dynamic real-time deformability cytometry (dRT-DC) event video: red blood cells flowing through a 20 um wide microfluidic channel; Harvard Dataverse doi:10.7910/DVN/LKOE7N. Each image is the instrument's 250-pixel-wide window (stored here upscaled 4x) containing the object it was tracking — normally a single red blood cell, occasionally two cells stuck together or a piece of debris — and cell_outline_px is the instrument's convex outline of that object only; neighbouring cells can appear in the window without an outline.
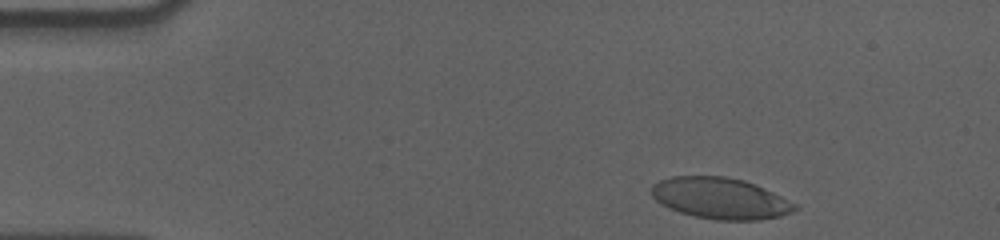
{"species": "human", "species_latin": "Homo sapiens", "temperature_condition": "cold", "stored_images_in_passage": 43, "camera_frame_rate_fps": 3000, "um_per_image_px": 0.085, "donor": {"sex": "male"}, "frame": {"image": 1, "passage_image": 3, "time_ms": 0.667, "image_size_px": [1000, 240], "cell_outline_px": [[800, 208], [792, 212], [780, 216], [760, 220], [716, 220], [696, 216], [680, 212], [668, 208], [660, 204], [652, 196], [652, 184], [660, 180], [672, 176], [724, 176], [744, 180], [756, 184], [796, 204]], "centroid_in_image_um": [61.22, 16.85], "position_along_channel_um": 23.8, "area_um2": 34.45}}
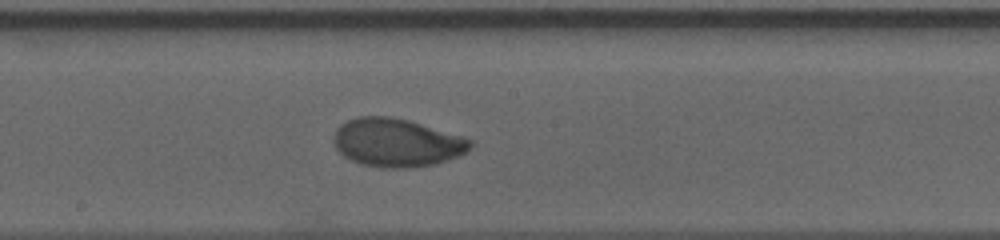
{"frame": {"image": 2, "passage_image": 26, "time_ms": 8.333, "image_size_px": [1000, 240], "cell_outline_px": [[472, 148], [448, 160], [436, 164], [412, 168], [380, 168], [360, 164], [344, 156], [336, 148], [332, 140], [336, 128], [340, 124], [348, 120], [360, 116], [388, 116], [408, 120], [464, 136], [472, 140]], "centroid_in_image_um": [33.71, 12.13], "position_along_channel_um": 214.5, "area_um2": 38.73}}
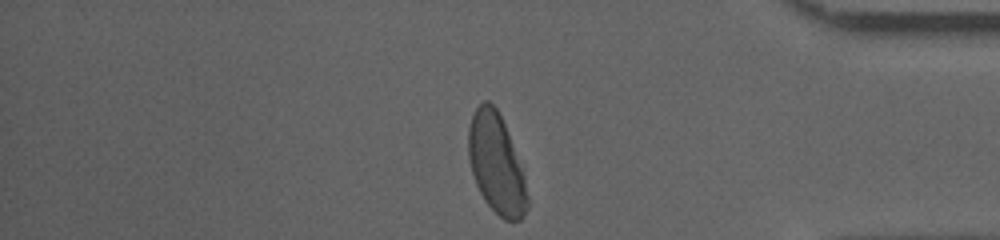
{"frame": {"image": 3, "passage_image": 43, "time_ms": 14.0, "image_size_px": [1000, 240], "cell_outline_px": [[528, 208], [524, 216], [520, 220], [504, 220], [484, 200], [476, 184], [468, 160], [468, 128], [472, 116], [476, 108], [484, 100], [488, 100], [496, 108], [504, 124], [524, 176], [528, 196]], "centroid_in_image_um": [42.17, 13.94], "position_along_channel_um": 393.0, "area_um2": 33.81}, "authors_computed_cell_mechanics": {"area_um2": 36.6452, "velocity_mm_per_s": 3.5703, "shape_relaxation_time_tau1_ms": 3.7508, "shape_relaxation_time_tau2_ms": 0.8633, "deformation_change_tau1": 0.1505, "deformation_change_tau2": 0.0377}}